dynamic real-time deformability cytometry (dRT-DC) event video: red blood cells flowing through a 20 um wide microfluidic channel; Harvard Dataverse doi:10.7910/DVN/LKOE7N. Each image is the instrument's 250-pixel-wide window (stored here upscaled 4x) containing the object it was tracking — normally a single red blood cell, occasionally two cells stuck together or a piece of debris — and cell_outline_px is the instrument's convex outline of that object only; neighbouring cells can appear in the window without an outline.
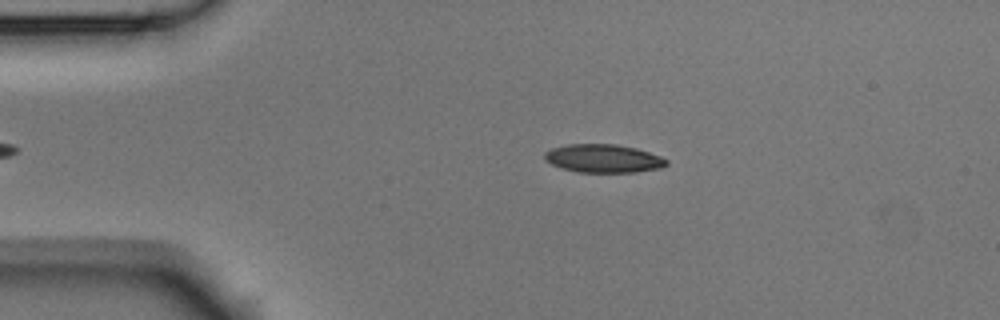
{"species": "Egyptian fruit bat (a non-hibernating species)", "species_latin": "Rousettus aegyptiacus", "temperature_condition": "room temperature", "stored_images_in_passage": 3, "camera_frame_rate_fps": 3000, "um_per_image_px": 0.085, "animal": {"sex": "male"}, "frame": {"image": 1, "passage_image": 1, "time_ms": 0.0, "image_size_px": [1000, 320], "cell_outline_px": [[668, 164], [660, 168], [636, 172], [576, 172], [560, 168], [544, 160], [544, 152], [552, 148], [568, 144], [616, 144], [636, 148], [660, 156], [668, 160]], "centroid_in_image_um": [51.26, 13.47], "position_along_channel_um": 33.7, "area_um2": 20.17}}
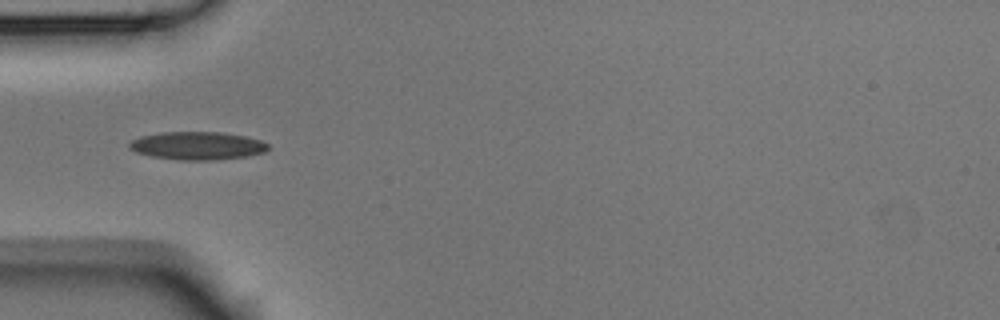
{"frame": {"image": 2, "passage_image": 2, "time_ms": 0.333, "image_size_px": [1000, 320], "cell_outline_px": [[268, 148], [264, 152], [248, 156], [216, 160], [176, 160], [152, 156], [136, 152], [128, 148], [128, 144], [132, 140], [140, 136], [164, 132], [220, 132], [244, 136], [260, 140], [268, 144]], "centroid_in_image_um": [16.75, 12.39], "position_along_channel_um": 68.2, "area_um2": 22.66}}
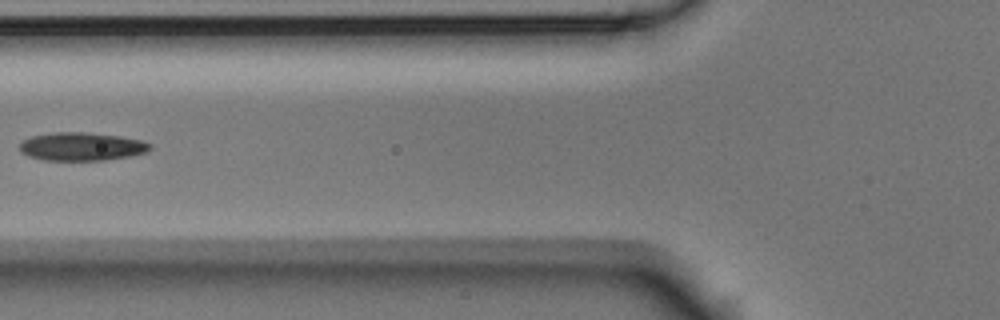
{"frame": {"image": 3, "passage_image": 3, "time_ms": 0.667, "image_size_px": [1000, 320], "cell_outline_px": [[152, 148], [148, 152], [132, 156], [104, 160], [44, 160], [28, 156], [20, 152], [20, 144], [24, 140], [32, 136], [52, 132], [84, 132], [120, 136], [140, 140], [148, 144]], "centroid_in_image_um": [6.93, 12.46], "position_along_channel_um": 118.9, "area_um2": 21.44}}